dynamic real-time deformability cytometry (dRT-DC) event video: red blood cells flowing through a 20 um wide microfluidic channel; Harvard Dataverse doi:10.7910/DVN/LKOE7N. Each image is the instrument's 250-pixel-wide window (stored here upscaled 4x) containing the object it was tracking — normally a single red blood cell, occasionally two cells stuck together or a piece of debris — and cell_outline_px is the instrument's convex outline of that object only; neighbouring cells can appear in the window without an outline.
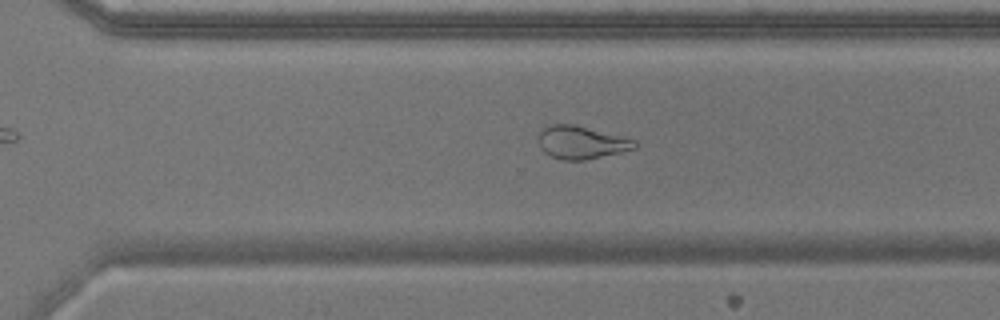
{"species": "common noctule bat (a hibernating species)", "species_latin": "Nyctalus noctula", "temperature_condition": "warm", "stored_images_in_passage": 53, "camera_frame_rate_fps": 3000, "um_per_image_px": 0.085, "animal": {"sex": "male", "body_mass_g": 17.9}, "frame": {"image": 1, "passage_image": 37, "time_ms": 12.0, "image_size_px": [1000, 320], "cell_outline_px": [[636, 148], [620, 152], [584, 160], [560, 160], [544, 152], [540, 148], [536, 140], [536, 136], [544, 128], [552, 124], [572, 124], [636, 140]], "centroid_in_image_um": [49.35, 12.11], "position_along_channel_um": 321.3, "area_um2": 18.32}}
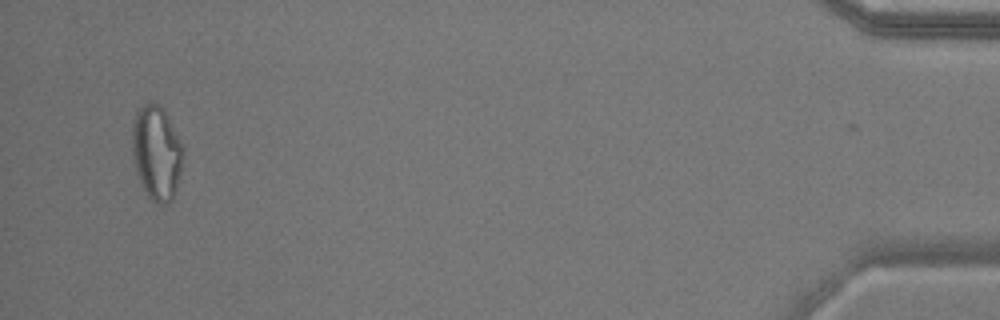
{"frame": {"image": 2, "passage_image": 52, "time_ms": 17.0, "image_size_px": [1000, 320], "cell_outline_px": [[184, 156], [176, 188], [172, 200], [168, 204], [156, 204], [148, 196], [140, 184], [136, 172], [132, 156], [132, 124], [136, 112], [148, 100], [160, 104], [180, 140], [184, 148]], "centroid_in_image_um": [13.29, 12.99], "position_along_channel_um": 421.9, "area_um2": 28.26}, "authors_computed_cell_mechanics": {"area_um2": 23.7558, "velocity_mm_per_s": 3.668, "shape_relaxation_time_tau1_ms": null, "shape_relaxation_time_tau2_ms": 1.6764, "deformation_change_tau1": null, "deformation_change_tau2": 0.0961}}